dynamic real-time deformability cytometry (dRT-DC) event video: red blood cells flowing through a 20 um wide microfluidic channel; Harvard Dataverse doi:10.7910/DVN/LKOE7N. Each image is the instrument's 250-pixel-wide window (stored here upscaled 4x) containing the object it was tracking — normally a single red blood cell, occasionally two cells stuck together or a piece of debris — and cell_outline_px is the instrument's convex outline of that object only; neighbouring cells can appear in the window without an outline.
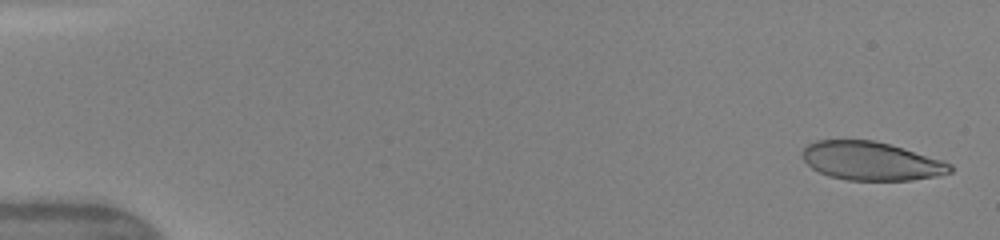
{"species": "human", "species_latin": "Homo sapiens", "temperature_condition": "warm", "stored_images_in_passage": 36, "camera_frame_rate_fps": 3000, "um_per_image_px": 0.085, "donor": {"sex": "female"}, "frame": {"image": 1, "passage_image": 2, "time_ms": 0.333, "image_size_px": [1000, 240], "cell_outline_px": [[952, 172], [936, 176], [912, 180], [848, 180], [828, 176], [812, 168], [800, 156], [800, 152], [808, 144], [816, 140], [872, 140], [888, 144], [944, 160], [952, 164]], "centroid_in_image_um": [74.03, 13.69], "position_along_channel_um": 11.0, "area_um2": 33.18}}
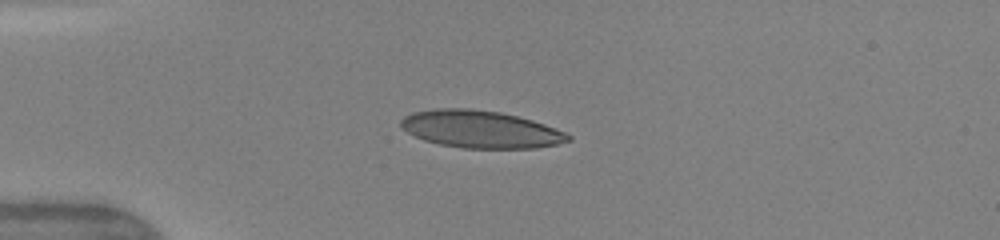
{"frame": {"image": 2, "passage_image": 13, "time_ms": 4.0, "image_size_px": [1000, 240], "cell_outline_px": [[572, 140], [556, 144], [536, 148], [464, 148], [440, 144], [424, 140], [400, 128], [400, 120], [404, 116], [412, 112], [436, 108], [468, 108], [500, 112], [532, 120], [544, 124], [564, 132], [572, 136]], "centroid_in_image_um": [40.82, 10.98], "position_along_channel_um": 44.2, "area_um2": 36.36}}